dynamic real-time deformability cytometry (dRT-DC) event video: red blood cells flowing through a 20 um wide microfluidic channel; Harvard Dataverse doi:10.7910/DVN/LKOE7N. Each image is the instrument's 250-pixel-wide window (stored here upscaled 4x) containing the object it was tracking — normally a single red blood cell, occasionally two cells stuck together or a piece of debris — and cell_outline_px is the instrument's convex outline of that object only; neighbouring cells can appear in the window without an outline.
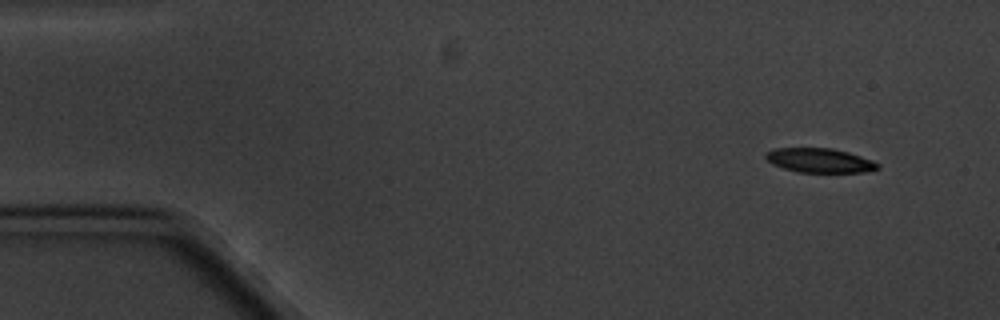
{"species": "common noctule bat (a hibernating species)", "species_latin": "Nyctalus noctula", "temperature_condition": "cold", "stored_images_in_passage": 5, "camera_frame_rate_fps": 3000, "um_per_image_px": 0.085, "animal": {"sex": "male", "body_mass_g": 20.1, "forearm_length_mm": 53.5}, "frame": {"image": 1, "passage_image": 1, "time_ms": 0.0, "image_size_px": [1000, 320], "cell_outline_px": [[880, 168], [864, 172], [796, 172], [772, 164], [764, 156], [764, 152], [772, 148], [832, 148], [848, 152], [872, 160], [880, 164]], "centroid_in_image_um": [69.64, 13.63], "position_along_channel_um": 15.4, "area_um2": 15.95}}
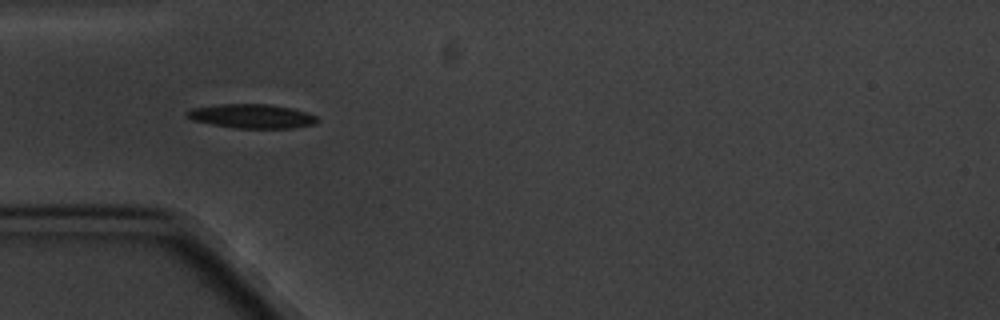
{"frame": {"image": 2, "passage_image": 4, "time_ms": 4.333, "image_size_px": [1000, 320], "cell_outline_px": [[316, 124], [292, 128], [236, 128], [212, 124], [192, 120], [184, 116], [184, 112], [192, 108], [220, 104], [268, 104], [292, 108], [308, 112], [316, 116]], "centroid_in_image_um": [21.38, 9.87], "position_along_channel_um": 63.6, "area_um2": 18.38}}